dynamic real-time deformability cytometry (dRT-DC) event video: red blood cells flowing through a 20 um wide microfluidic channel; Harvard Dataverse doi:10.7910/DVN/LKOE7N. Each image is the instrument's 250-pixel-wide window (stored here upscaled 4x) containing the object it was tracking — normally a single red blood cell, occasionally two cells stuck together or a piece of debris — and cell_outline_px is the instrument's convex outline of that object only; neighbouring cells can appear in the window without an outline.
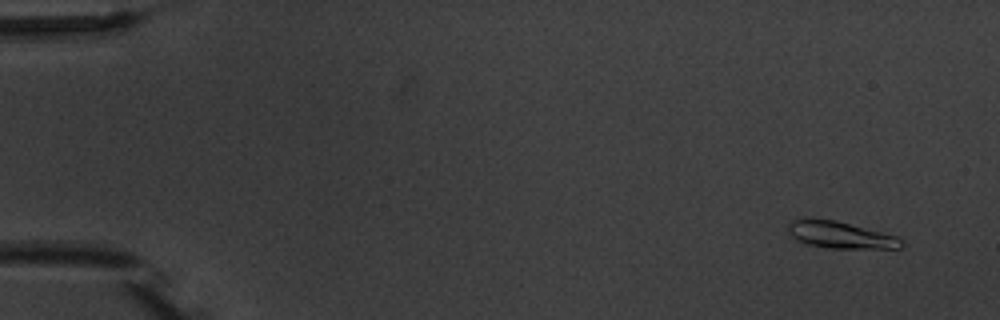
{"species": "common noctule bat (a hibernating species)", "species_latin": "Nyctalus noctula", "temperature_condition": "warm", "stored_images_in_passage": 6, "camera_frame_rate_fps": 3000, "um_per_image_px": 0.085, "animal": {"sex": "male", "body_mass_g": 20.1, "forearm_length_mm": 53.5}, "frame": {"image": 1, "passage_image": 2, "time_ms": 1.0, "image_size_px": [1000, 320], "cell_outline_px": [[908, 244], [900, 248], [832, 248], [808, 244], [796, 240], [788, 236], [788, 224], [792, 220], [836, 220], [896, 236]], "centroid_in_image_um": [71.46, 19.99], "position_along_channel_um": 13.5, "area_um2": 17.46}}